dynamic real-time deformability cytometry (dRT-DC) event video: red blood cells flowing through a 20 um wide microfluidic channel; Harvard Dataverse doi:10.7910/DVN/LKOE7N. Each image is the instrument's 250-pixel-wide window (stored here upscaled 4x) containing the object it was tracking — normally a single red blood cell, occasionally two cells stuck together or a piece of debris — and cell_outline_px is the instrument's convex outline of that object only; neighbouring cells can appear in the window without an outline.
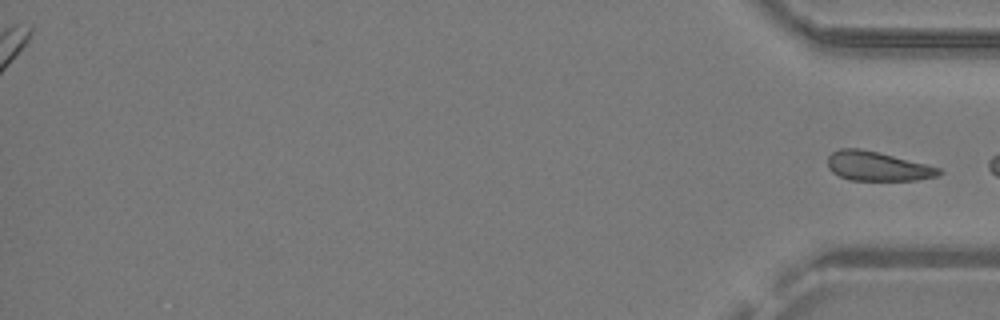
{"species": "common noctule bat (a hibernating species)", "species_latin": "Nyctalus noctula", "temperature_condition": "warm", "stored_images_in_passage": 28, "segment_of_instrument_passage": [2, 2], "camera_frame_rate_fps": 3000, "um_per_image_px": 0.085, "animal": {"sex": "male", "body_mass_g": 19.2, "forearm_length_mm": 51.8}, "frame": {"image": 1, "passage_image": 28, "time_ms": 9.0, "image_size_px": [1000, 320], "cell_outline_px": [[944, 172], [936, 176], [916, 180], [848, 180], [832, 172], [828, 168], [828, 156], [832, 152], [840, 148], [860, 148], [940, 168]], "centroid_in_image_um": [74.54, 14.14], "position_along_channel_um": 360.7, "area_um2": 18.73}}